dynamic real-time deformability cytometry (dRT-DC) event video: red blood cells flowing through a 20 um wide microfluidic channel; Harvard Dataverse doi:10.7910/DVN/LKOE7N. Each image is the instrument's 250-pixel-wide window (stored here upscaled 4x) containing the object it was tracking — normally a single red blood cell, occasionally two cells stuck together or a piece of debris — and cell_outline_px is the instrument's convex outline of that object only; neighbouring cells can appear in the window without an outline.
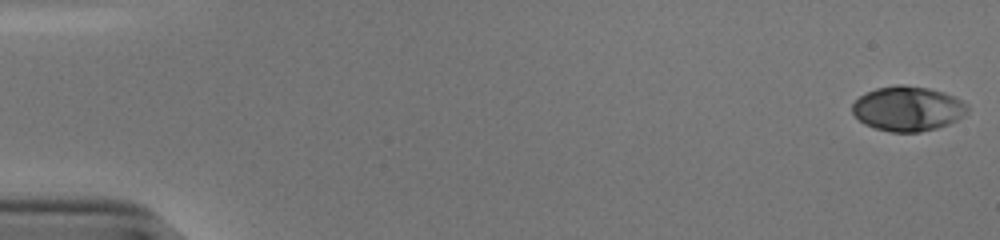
{"species": "human", "species_latin": "Homo sapiens", "temperature_condition": "cold", "stored_images_in_passage": 54, "camera_frame_rate_fps": 3000, "um_per_image_px": 0.085, "donor": {"sex": "male"}, "frame": {"image": 1, "passage_image": 1, "time_ms": 0.0, "image_size_px": [1000, 240], "cell_outline_px": [[968, 112], [964, 116], [948, 124], [936, 128], [920, 132], [892, 132], [876, 128], [864, 124], [852, 112], [852, 104], [860, 96], [876, 88], [896, 84], [904, 84], [928, 88], [944, 92], [968, 104]], "centroid_in_image_um": [77.17, 9.23], "position_along_channel_um": 7.8, "area_um2": 30.0}}
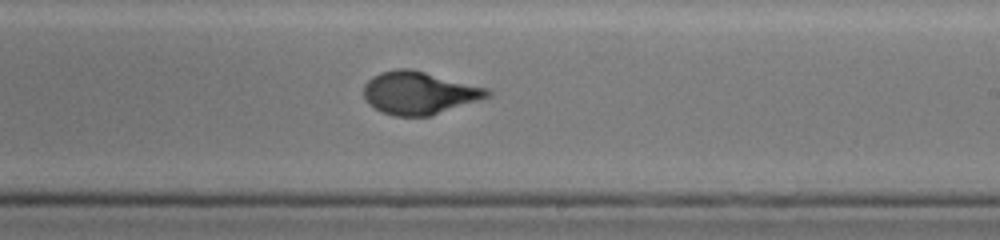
{"frame": {"image": 2, "passage_image": 33, "time_ms": 10.667, "image_size_px": [1000, 240], "cell_outline_px": [[492, 96], [432, 116], [396, 116], [384, 112], [368, 104], [364, 96], [364, 84], [372, 76], [380, 72], [396, 68], [412, 68], [488, 88], [492, 92]], "centroid_in_image_um": [35.65, 7.88], "position_along_channel_um": 253.3, "area_um2": 31.1}}
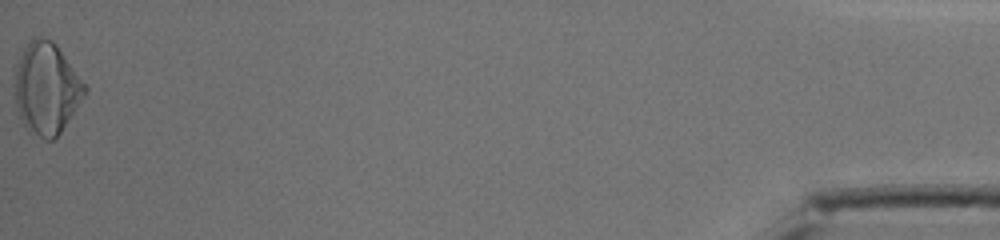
{"frame": {"image": 3, "passage_image": 54, "time_ms": 17.667, "image_size_px": [1000, 240], "cell_outline_px": [[88, 88], [84, 96], [60, 132], [52, 140], [44, 140], [28, 132], [20, 116], [16, 104], [16, 68], [20, 56], [24, 48], [36, 36], [40, 36], [52, 40], [56, 44]], "centroid_in_image_um": [3.96, 7.52], "position_along_channel_um": 431.2, "area_um2": 36.7}, "authors_computed_cell_mechanics": {"area_um2": 30.2583, "velocity_mm_per_s": 3.8629, "shape_relaxation_time_tau1_ms": 5.5776, "shape_relaxation_time_tau2_ms": null, "deformation_change_tau1": 0.2447, "deformation_change_tau2": null}}